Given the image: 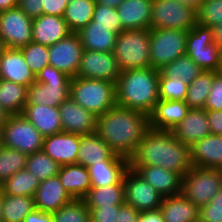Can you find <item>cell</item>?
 Instances as JSON below:
<instances>
[{"label": "cell", "mask_w": 222, "mask_h": 222, "mask_svg": "<svg viewBox=\"0 0 222 222\" xmlns=\"http://www.w3.org/2000/svg\"><path fill=\"white\" fill-rule=\"evenodd\" d=\"M149 129L148 115L118 105L97 117L96 133L114 154L128 160Z\"/></svg>", "instance_id": "6da1fadb"}, {"label": "cell", "mask_w": 222, "mask_h": 222, "mask_svg": "<svg viewBox=\"0 0 222 222\" xmlns=\"http://www.w3.org/2000/svg\"><path fill=\"white\" fill-rule=\"evenodd\" d=\"M140 166L162 167L183 177L192 167L190 147L177 140L171 131L150 128L129 159L132 170Z\"/></svg>", "instance_id": "7a4b0ae2"}, {"label": "cell", "mask_w": 222, "mask_h": 222, "mask_svg": "<svg viewBox=\"0 0 222 222\" xmlns=\"http://www.w3.org/2000/svg\"><path fill=\"white\" fill-rule=\"evenodd\" d=\"M116 105L150 115L159 99V70L121 71L115 84Z\"/></svg>", "instance_id": "3957f363"}, {"label": "cell", "mask_w": 222, "mask_h": 222, "mask_svg": "<svg viewBox=\"0 0 222 222\" xmlns=\"http://www.w3.org/2000/svg\"><path fill=\"white\" fill-rule=\"evenodd\" d=\"M71 77L52 65L43 68L27 88V103L58 108L70 98Z\"/></svg>", "instance_id": "277c9868"}, {"label": "cell", "mask_w": 222, "mask_h": 222, "mask_svg": "<svg viewBox=\"0 0 222 222\" xmlns=\"http://www.w3.org/2000/svg\"><path fill=\"white\" fill-rule=\"evenodd\" d=\"M70 98L96 117L116 105L115 83L106 80L73 77Z\"/></svg>", "instance_id": "5b68a950"}, {"label": "cell", "mask_w": 222, "mask_h": 222, "mask_svg": "<svg viewBox=\"0 0 222 222\" xmlns=\"http://www.w3.org/2000/svg\"><path fill=\"white\" fill-rule=\"evenodd\" d=\"M113 54L121 71L150 67V29L122 30Z\"/></svg>", "instance_id": "8992f818"}, {"label": "cell", "mask_w": 222, "mask_h": 222, "mask_svg": "<svg viewBox=\"0 0 222 222\" xmlns=\"http://www.w3.org/2000/svg\"><path fill=\"white\" fill-rule=\"evenodd\" d=\"M221 187V169L192 166L182 177L181 193L200 208L208 204Z\"/></svg>", "instance_id": "52a82bcc"}, {"label": "cell", "mask_w": 222, "mask_h": 222, "mask_svg": "<svg viewBox=\"0 0 222 222\" xmlns=\"http://www.w3.org/2000/svg\"><path fill=\"white\" fill-rule=\"evenodd\" d=\"M187 35L181 29H150V67L160 70L184 56Z\"/></svg>", "instance_id": "ba28073f"}, {"label": "cell", "mask_w": 222, "mask_h": 222, "mask_svg": "<svg viewBox=\"0 0 222 222\" xmlns=\"http://www.w3.org/2000/svg\"><path fill=\"white\" fill-rule=\"evenodd\" d=\"M203 71L220 70L222 49L214 43L213 30L196 24L188 31L186 52Z\"/></svg>", "instance_id": "9c48e42d"}, {"label": "cell", "mask_w": 222, "mask_h": 222, "mask_svg": "<svg viewBox=\"0 0 222 222\" xmlns=\"http://www.w3.org/2000/svg\"><path fill=\"white\" fill-rule=\"evenodd\" d=\"M197 24V11L177 0H153L150 29L189 31Z\"/></svg>", "instance_id": "30bf717a"}, {"label": "cell", "mask_w": 222, "mask_h": 222, "mask_svg": "<svg viewBox=\"0 0 222 222\" xmlns=\"http://www.w3.org/2000/svg\"><path fill=\"white\" fill-rule=\"evenodd\" d=\"M4 146L27 155L41 151L44 136L22 114L10 115L3 125Z\"/></svg>", "instance_id": "8fae6325"}, {"label": "cell", "mask_w": 222, "mask_h": 222, "mask_svg": "<svg viewBox=\"0 0 222 222\" xmlns=\"http://www.w3.org/2000/svg\"><path fill=\"white\" fill-rule=\"evenodd\" d=\"M32 18L18 6L0 12V39L4 47L20 48L32 41Z\"/></svg>", "instance_id": "7c38bea8"}, {"label": "cell", "mask_w": 222, "mask_h": 222, "mask_svg": "<svg viewBox=\"0 0 222 222\" xmlns=\"http://www.w3.org/2000/svg\"><path fill=\"white\" fill-rule=\"evenodd\" d=\"M125 203L137 211L160 209L163 196L130 167L123 176Z\"/></svg>", "instance_id": "4fadbf2b"}, {"label": "cell", "mask_w": 222, "mask_h": 222, "mask_svg": "<svg viewBox=\"0 0 222 222\" xmlns=\"http://www.w3.org/2000/svg\"><path fill=\"white\" fill-rule=\"evenodd\" d=\"M121 70L113 52L83 50L76 77L117 82Z\"/></svg>", "instance_id": "5bb4252c"}, {"label": "cell", "mask_w": 222, "mask_h": 222, "mask_svg": "<svg viewBox=\"0 0 222 222\" xmlns=\"http://www.w3.org/2000/svg\"><path fill=\"white\" fill-rule=\"evenodd\" d=\"M48 49L49 64L71 78L76 77L84 50L78 34L72 32Z\"/></svg>", "instance_id": "9a60e30c"}, {"label": "cell", "mask_w": 222, "mask_h": 222, "mask_svg": "<svg viewBox=\"0 0 222 222\" xmlns=\"http://www.w3.org/2000/svg\"><path fill=\"white\" fill-rule=\"evenodd\" d=\"M63 132L86 135L96 132L97 117L71 98L59 107Z\"/></svg>", "instance_id": "2e32d148"}, {"label": "cell", "mask_w": 222, "mask_h": 222, "mask_svg": "<svg viewBox=\"0 0 222 222\" xmlns=\"http://www.w3.org/2000/svg\"><path fill=\"white\" fill-rule=\"evenodd\" d=\"M80 135L60 132L44 137L42 150L60 166L76 164Z\"/></svg>", "instance_id": "e0dca14e"}, {"label": "cell", "mask_w": 222, "mask_h": 222, "mask_svg": "<svg viewBox=\"0 0 222 222\" xmlns=\"http://www.w3.org/2000/svg\"><path fill=\"white\" fill-rule=\"evenodd\" d=\"M0 79L26 86L35 82V76L25 62L20 48L5 47L0 54Z\"/></svg>", "instance_id": "ac0fdd59"}, {"label": "cell", "mask_w": 222, "mask_h": 222, "mask_svg": "<svg viewBox=\"0 0 222 222\" xmlns=\"http://www.w3.org/2000/svg\"><path fill=\"white\" fill-rule=\"evenodd\" d=\"M72 200L73 198L60 183L58 175L40 181L34 195L35 209L47 213L58 211Z\"/></svg>", "instance_id": "d6986e66"}, {"label": "cell", "mask_w": 222, "mask_h": 222, "mask_svg": "<svg viewBox=\"0 0 222 222\" xmlns=\"http://www.w3.org/2000/svg\"><path fill=\"white\" fill-rule=\"evenodd\" d=\"M32 41L52 46L72 32L63 17L42 14L32 20Z\"/></svg>", "instance_id": "ffe728a7"}, {"label": "cell", "mask_w": 222, "mask_h": 222, "mask_svg": "<svg viewBox=\"0 0 222 222\" xmlns=\"http://www.w3.org/2000/svg\"><path fill=\"white\" fill-rule=\"evenodd\" d=\"M128 168L129 160L113 153L107 160L88 167L91 186L123 184V176Z\"/></svg>", "instance_id": "44dd1931"}, {"label": "cell", "mask_w": 222, "mask_h": 222, "mask_svg": "<svg viewBox=\"0 0 222 222\" xmlns=\"http://www.w3.org/2000/svg\"><path fill=\"white\" fill-rule=\"evenodd\" d=\"M171 132L177 140L191 147L195 142L211 134L206 110L190 109L186 117Z\"/></svg>", "instance_id": "7402d4cb"}, {"label": "cell", "mask_w": 222, "mask_h": 222, "mask_svg": "<svg viewBox=\"0 0 222 222\" xmlns=\"http://www.w3.org/2000/svg\"><path fill=\"white\" fill-rule=\"evenodd\" d=\"M189 110L185 101L159 100L149 115L150 128L172 131Z\"/></svg>", "instance_id": "603a6c76"}, {"label": "cell", "mask_w": 222, "mask_h": 222, "mask_svg": "<svg viewBox=\"0 0 222 222\" xmlns=\"http://www.w3.org/2000/svg\"><path fill=\"white\" fill-rule=\"evenodd\" d=\"M192 166L222 170V136L209 134L190 147Z\"/></svg>", "instance_id": "cb8c5ba5"}, {"label": "cell", "mask_w": 222, "mask_h": 222, "mask_svg": "<svg viewBox=\"0 0 222 222\" xmlns=\"http://www.w3.org/2000/svg\"><path fill=\"white\" fill-rule=\"evenodd\" d=\"M163 197L181 193L182 176L158 166H140L135 170Z\"/></svg>", "instance_id": "d4e9b609"}, {"label": "cell", "mask_w": 222, "mask_h": 222, "mask_svg": "<svg viewBox=\"0 0 222 222\" xmlns=\"http://www.w3.org/2000/svg\"><path fill=\"white\" fill-rule=\"evenodd\" d=\"M153 0H124L117 8L123 30L150 29Z\"/></svg>", "instance_id": "484cf974"}, {"label": "cell", "mask_w": 222, "mask_h": 222, "mask_svg": "<svg viewBox=\"0 0 222 222\" xmlns=\"http://www.w3.org/2000/svg\"><path fill=\"white\" fill-rule=\"evenodd\" d=\"M22 115L44 137L63 132L59 108L26 103Z\"/></svg>", "instance_id": "4316f807"}, {"label": "cell", "mask_w": 222, "mask_h": 222, "mask_svg": "<svg viewBox=\"0 0 222 222\" xmlns=\"http://www.w3.org/2000/svg\"><path fill=\"white\" fill-rule=\"evenodd\" d=\"M58 177L73 199H83L92 188L88 168L79 164L60 166Z\"/></svg>", "instance_id": "83f0119b"}, {"label": "cell", "mask_w": 222, "mask_h": 222, "mask_svg": "<svg viewBox=\"0 0 222 222\" xmlns=\"http://www.w3.org/2000/svg\"><path fill=\"white\" fill-rule=\"evenodd\" d=\"M160 210L165 222H198L199 208L182 193L163 197Z\"/></svg>", "instance_id": "f1b7e54d"}, {"label": "cell", "mask_w": 222, "mask_h": 222, "mask_svg": "<svg viewBox=\"0 0 222 222\" xmlns=\"http://www.w3.org/2000/svg\"><path fill=\"white\" fill-rule=\"evenodd\" d=\"M84 50L113 52L117 34L91 21L77 32Z\"/></svg>", "instance_id": "f546056e"}, {"label": "cell", "mask_w": 222, "mask_h": 222, "mask_svg": "<svg viewBox=\"0 0 222 222\" xmlns=\"http://www.w3.org/2000/svg\"><path fill=\"white\" fill-rule=\"evenodd\" d=\"M112 154L110 147L96 132L80 135V147L76 164L88 168L107 160Z\"/></svg>", "instance_id": "4dcf8cb0"}, {"label": "cell", "mask_w": 222, "mask_h": 222, "mask_svg": "<svg viewBox=\"0 0 222 222\" xmlns=\"http://www.w3.org/2000/svg\"><path fill=\"white\" fill-rule=\"evenodd\" d=\"M27 103V87L0 79V106L10 115L22 114Z\"/></svg>", "instance_id": "1f68e13d"}, {"label": "cell", "mask_w": 222, "mask_h": 222, "mask_svg": "<svg viewBox=\"0 0 222 222\" xmlns=\"http://www.w3.org/2000/svg\"><path fill=\"white\" fill-rule=\"evenodd\" d=\"M88 208L120 206L125 203L123 184L92 187L83 198Z\"/></svg>", "instance_id": "d6a6232c"}, {"label": "cell", "mask_w": 222, "mask_h": 222, "mask_svg": "<svg viewBox=\"0 0 222 222\" xmlns=\"http://www.w3.org/2000/svg\"><path fill=\"white\" fill-rule=\"evenodd\" d=\"M39 184V179L26 169H23L1 184L0 192L2 195L34 197Z\"/></svg>", "instance_id": "836d02e7"}, {"label": "cell", "mask_w": 222, "mask_h": 222, "mask_svg": "<svg viewBox=\"0 0 222 222\" xmlns=\"http://www.w3.org/2000/svg\"><path fill=\"white\" fill-rule=\"evenodd\" d=\"M34 209V197L2 195V222H23Z\"/></svg>", "instance_id": "e575fe53"}, {"label": "cell", "mask_w": 222, "mask_h": 222, "mask_svg": "<svg viewBox=\"0 0 222 222\" xmlns=\"http://www.w3.org/2000/svg\"><path fill=\"white\" fill-rule=\"evenodd\" d=\"M95 4V0L69 2L63 18L71 32L77 33L92 21Z\"/></svg>", "instance_id": "d590c367"}, {"label": "cell", "mask_w": 222, "mask_h": 222, "mask_svg": "<svg viewBox=\"0 0 222 222\" xmlns=\"http://www.w3.org/2000/svg\"><path fill=\"white\" fill-rule=\"evenodd\" d=\"M202 72L203 70L189 56L184 55L160 69L159 78H177L189 85Z\"/></svg>", "instance_id": "8d00e7d4"}, {"label": "cell", "mask_w": 222, "mask_h": 222, "mask_svg": "<svg viewBox=\"0 0 222 222\" xmlns=\"http://www.w3.org/2000/svg\"><path fill=\"white\" fill-rule=\"evenodd\" d=\"M216 72L203 71L188 85L185 103L190 109H204Z\"/></svg>", "instance_id": "74e56055"}, {"label": "cell", "mask_w": 222, "mask_h": 222, "mask_svg": "<svg viewBox=\"0 0 222 222\" xmlns=\"http://www.w3.org/2000/svg\"><path fill=\"white\" fill-rule=\"evenodd\" d=\"M25 169L43 181L58 175L60 165L41 150L28 155Z\"/></svg>", "instance_id": "f35d334b"}, {"label": "cell", "mask_w": 222, "mask_h": 222, "mask_svg": "<svg viewBox=\"0 0 222 222\" xmlns=\"http://www.w3.org/2000/svg\"><path fill=\"white\" fill-rule=\"evenodd\" d=\"M28 155L3 146L0 149V185L20 170L25 169Z\"/></svg>", "instance_id": "ab89813d"}, {"label": "cell", "mask_w": 222, "mask_h": 222, "mask_svg": "<svg viewBox=\"0 0 222 222\" xmlns=\"http://www.w3.org/2000/svg\"><path fill=\"white\" fill-rule=\"evenodd\" d=\"M54 222H90L89 209L83 199H73L52 213Z\"/></svg>", "instance_id": "60d3db41"}, {"label": "cell", "mask_w": 222, "mask_h": 222, "mask_svg": "<svg viewBox=\"0 0 222 222\" xmlns=\"http://www.w3.org/2000/svg\"><path fill=\"white\" fill-rule=\"evenodd\" d=\"M20 50L35 77L43 68L49 65L48 46L31 41L29 44L20 47Z\"/></svg>", "instance_id": "b9f144b4"}, {"label": "cell", "mask_w": 222, "mask_h": 222, "mask_svg": "<svg viewBox=\"0 0 222 222\" xmlns=\"http://www.w3.org/2000/svg\"><path fill=\"white\" fill-rule=\"evenodd\" d=\"M222 23V0H204L197 10V24L210 27Z\"/></svg>", "instance_id": "7bdbcfd3"}, {"label": "cell", "mask_w": 222, "mask_h": 222, "mask_svg": "<svg viewBox=\"0 0 222 222\" xmlns=\"http://www.w3.org/2000/svg\"><path fill=\"white\" fill-rule=\"evenodd\" d=\"M92 20L95 21V25L108 27L117 35L123 30L117 10L106 5L95 4Z\"/></svg>", "instance_id": "ee69618b"}, {"label": "cell", "mask_w": 222, "mask_h": 222, "mask_svg": "<svg viewBox=\"0 0 222 222\" xmlns=\"http://www.w3.org/2000/svg\"><path fill=\"white\" fill-rule=\"evenodd\" d=\"M188 84L181 79L159 78V99L185 101Z\"/></svg>", "instance_id": "f6af8a7d"}, {"label": "cell", "mask_w": 222, "mask_h": 222, "mask_svg": "<svg viewBox=\"0 0 222 222\" xmlns=\"http://www.w3.org/2000/svg\"><path fill=\"white\" fill-rule=\"evenodd\" d=\"M198 222H222V187L208 204L199 208Z\"/></svg>", "instance_id": "bcb514c9"}, {"label": "cell", "mask_w": 222, "mask_h": 222, "mask_svg": "<svg viewBox=\"0 0 222 222\" xmlns=\"http://www.w3.org/2000/svg\"><path fill=\"white\" fill-rule=\"evenodd\" d=\"M204 109L222 111V72L220 71H217L214 76Z\"/></svg>", "instance_id": "7dc6e473"}, {"label": "cell", "mask_w": 222, "mask_h": 222, "mask_svg": "<svg viewBox=\"0 0 222 222\" xmlns=\"http://www.w3.org/2000/svg\"><path fill=\"white\" fill-rule=\"evenodd\" d=\"M120 206H99L98 208H88L90 222H116Z\"/></svg>", "instance_id": "c3c4849f"}, {"label": "cell", "mask_w": 222, "mask_h": 222, "mask_svg": "<svg viewBox=\"0 0 222 222\" xmlns=\"http://www.w3.org/2000/svg\"><path fill=\"white\" fill-rule=\"evenodd\" d=\"M43 0H18V7L32 19L43 14Z\"/></svg>", "instance_id": "681fc988"}, {"label": "cell", "mask_w": 222, "mask_h": 222, "mask_svg": "<svg viewBox=\"0 0 222 222\" xmlns=\"http://www.w3.org/2000/svg\"><path fill=\"white\" fill-rule=\"evenodd\" d=\"M69 0H43V14L63 17Z\"/></svg>", "instance_id": "f907efd6"}, {"label": "cell", "mask_w": 222, "mask_h": 222, "mask_svg": "<svg viewBox=\"0 0 222 222\" xmlns=\"http://www.w3.org/2000/svg\"><path fill=\"white\" fill-rule=\"evenodd\" d=\"M210 133L222 136V111L206 110Z\"/></svg>", "instance_id": "816d5d0a"}, {"label": "cell", "mask_w": 222, "mask_h": 222, "mask_svg": "<svg viewBox=\"0 0 222 222\" xmlns=\"http://www.w3.org/2000/svg\"><path fill=\"white\" fill-rule=\"evenodd\" d=\"M139 214L133 206L124 203L119 207L116 222H137Z\"/></svg>", "instance_id": "f5cc1de1"}, {"label": "cell", "mask_w": 222, "mask_h": 222, "mask_svg": "<svg viewBox=\"0 0 222 222\" xmlns=\"http://www.w3.org/2000/svg\"><path fill=\"white\" fill-rule=\"evenodd\" d=\"M23 222H54L52 213L42 212L38 209L31 211Z\"/></svg>", "instance_id": "db71d44e"}, {"label": "cell", "mask_w": 222, "mask_h": 222, "mask_svg": "<svg viewBox=\"0 0 222 222\" xmlns=\"http://www.w3.org/2000/svg\"><path fill=\"white\" fill-rule=\"evenodd\" d=\"M137 222H165L160 209L140 212Z\"/></svg>", "instance_id": "11a10c76"}, {"label": "cell", "mask_w": 222, "mask_h": 222, "mask_svg": "<svg viewBox=\"0 0 222 222\" xmlns=\"http://www.w3.org/2000/svg\"><path fill=\"white\" fill-rule=\"evenodd\" d=\"M214 43L222 49V23L212 27Z\"/></svg>", "instance_id": "9f6ffc18"}, {"label": "cell", "mask_w": 222, "mask_h": 222, "mask_svg": "<svg viewBox=\"0 0 222 222\" xmlns=\"http://www.w3.org/2000/svg\"><path fill=\"white\" fill-rule=\"evenodd\" d=\"M17 6L18 0H0V12Z\"/></svg>", "instance_id": "6f0895ef"}, {"label": "cell", "mask_w": 222, "mask_h": 222, "mask_svg": "<svg viewBox=\"0 0 222 222\" xmlns=\"http://www.w3.org/2000/svg\"><path fill=\"white\" fill-rule=\"evenodd\" d=\"M124 0H95L97 4L106 5L111 8H117Z\"/></svg>", "instance_id": "680465c9"}, {"label": "cell", "mask_w": 222, "mask_h": 222, "mask_svg": "<svg viewBox=\"0 0 222 222\" xmlns=\"http://www.w3.org/2000/svg\"><path fill=\"white\" fill-rule=\"evenodd\" d=\"M177 1H179L183 5L190 6L191 8L197 11L204 0H177Z\"/></svg>", "instance_id": "91938a15"}, {"label": "cell", "mask_w": 222, "mask_h": 222, "mask_svg": "<svg viewBox=\"0 0 222 222\" xmlns=\"http://www.w3.org/2000/svg\"><path fill=\"white\" fill-rule=\"evenodd\" d=\"M10 114L0 106V126H3L9 119Z\"/></svg>", "instance_id": "94428289"}, {"label": "cell", "mask_w": 222, "mask_h": 222, "mask_svg": "<svg viewBox=\"0 0 222 222\" xmlns=\"http://www.w3.org/2000/svg\"><path fill=\"white\" fill-rule=\"evenodd\" d=\"M4 146L3 126H0V149Z\"/></svg>", "instance_id": "6125c7cd"}, {"label": "cell", "mask_w": 222, "mask_h": 222, "mask_svg": "<svg viewBox=\"0 0 222 222\" xmlns=\"http://www.w3.org/2000/svg\"><path fill=\"white\" fill-rule=\"evenodd\" d=\"M0 222H2V194L0 192Z\"/></svg>", "instance_id": "be15d7a7"}, {"label": "cell", "mask_w": 222, "mask_h": 222, "mask_svg": "<svg viewBox=\"0 0 222 222\" xmlns=\"http://www.w3.org/2000/svg\"><path fill=\"white\" fill-rule=\"evenodd\" d=\"M5 47H4V45H3V43H2V41H1V39H0V54H1V52H2V50L4 49Z\"/></svg>", "instance_id": "e7e4bbea"}, {"label": "cell", "mask_w": 222, "mask_h": 222, "mask_svg": "<svg viewBox=\"0 0 222 222\" xmlns=\"http://www.w3.org/2000/svg\"><path fill=\"white\" fill-rule=\"evenodd\" d=\"M220 72H222V55H221V66H220Z\"/></svg>", "instance_id": "03108f58"}]
</instances>
